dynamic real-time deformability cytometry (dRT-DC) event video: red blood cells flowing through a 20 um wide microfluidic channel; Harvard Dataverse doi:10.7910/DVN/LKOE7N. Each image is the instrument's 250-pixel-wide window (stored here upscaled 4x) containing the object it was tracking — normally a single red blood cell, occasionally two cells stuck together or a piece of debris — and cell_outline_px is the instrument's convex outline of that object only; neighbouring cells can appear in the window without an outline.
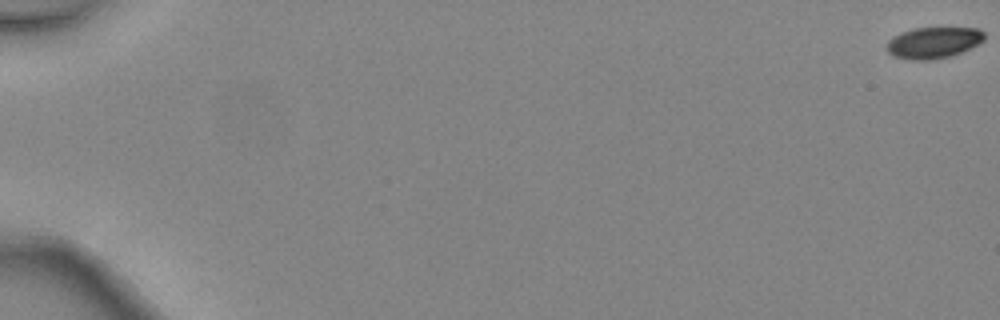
{"species": "common noctule bat (a hibernating species)", "species_latin": "Nyctalus noctula", "temperature_condition": "warm", "stored_images_in_passage": 5, "camera_frame_rate_fps": 3000, "um_per_image_px": 0.085, "animal": {"sex": "female", "body_mass_g": 24.6, "forearm_length_mm": 56.2}, "frame": {"image": 1, "passage_image": 1, "time_ms": 0.0, "image_size_px": [1000, 320], "cell_outline_px": [[984, 40], [952, 56], [928, 60], [912, 60], [892, 56], [884, 48], [888, 40], [892, 36], [900, 32], [916, 28], [980, 28], [984, 32]], "centroid_in_image_um": [79.28, 3.62], "position_along_channel_um": 5.7, "area_um2": 17.86}}
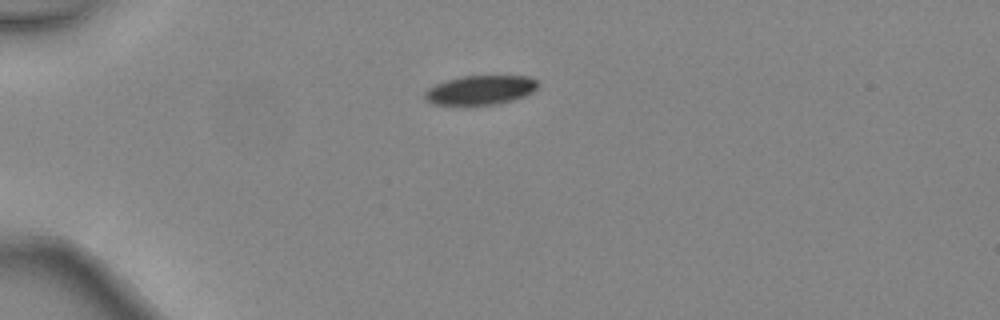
{"frame": {"image": 2, "passage_image": 5, "time_ms": 1.333, "image_size_px": [1000, 320], "cell_outline_px": [[540, 84], [532, 92], [524, 96], [512, 100], [496, 104], [464, 108], [432, 104], [424, 96], [424, 92], [428, 88], [436, 84], [448, 80], [464, 76], [528, 76], [536, 80]], "centroid_in_image_um": [40.79, 7.7], "position_along_channel_um": 44.2, "area_um2": 19.88}}